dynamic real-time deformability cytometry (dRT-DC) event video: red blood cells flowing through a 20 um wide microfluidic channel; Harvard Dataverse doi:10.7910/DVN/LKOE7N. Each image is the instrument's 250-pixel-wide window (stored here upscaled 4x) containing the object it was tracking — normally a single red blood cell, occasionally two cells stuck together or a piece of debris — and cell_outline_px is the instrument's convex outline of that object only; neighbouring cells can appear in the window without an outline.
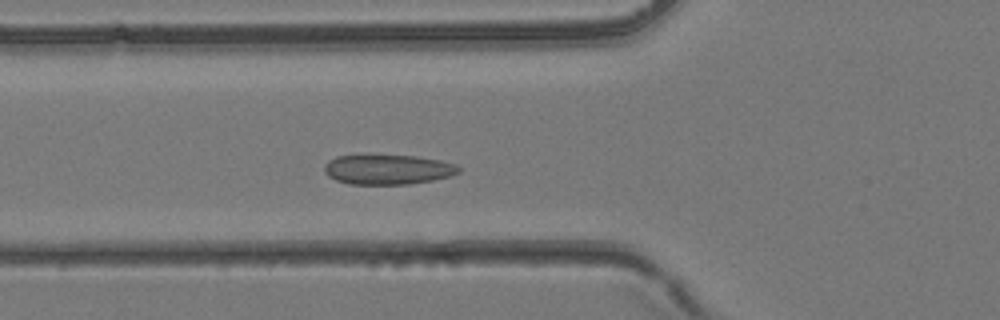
{"species": "common noctule bat (a hibernating species)", "species_latin": "Nyctalus noctula", "temperature_condition": "room temperature", "stored_images_in_passage": 26, "camera_frame_rate_fps": 3000, "um_per_image_px": 0.085, "animal": {"sex": "female", "body_mass_g": 24.6, "forearm_length_mm": 56.2}, "frame": {"image": 1, "passage_image": 7, "time_ms": 2.0, "image_size_px": [1000, 320], "cell_outline_px": [[460, 172], [448, 176], [432, 180], [408, 184], [348, 184], [336, 180], [328, 176], [324, 172], [324, 164], [328, 160], [336, 156], [416, 156], [440, 160], [456, 164], [460, 168]], "centroid_in_image_um": [32.94, 14.41], "position_along_channel_um": 92.9, "area_um2": 23.18}}
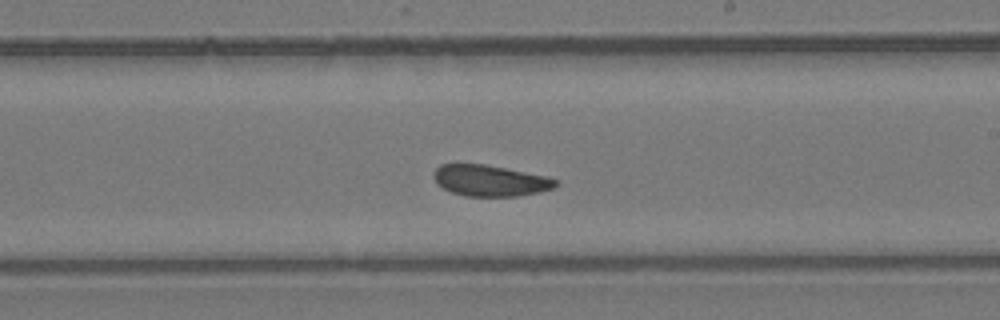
{"frame": {"image": 2, "passage_image": 16, "time_ms": 5.0, "image_size_px": [1000, 320], "cell_outline_px": [[560, 184], [552, 188], [540, 192], [520, 196], [464, 196], [452, 192], [444, 188], [432, 176], [436, 168], [440, 164], [484, 164], [548, 176], [560, 180]], "centroid_in_image_um": [41.72, 15.35], "position_along_channel_um": 247.3, "area_um2": 22.2}}
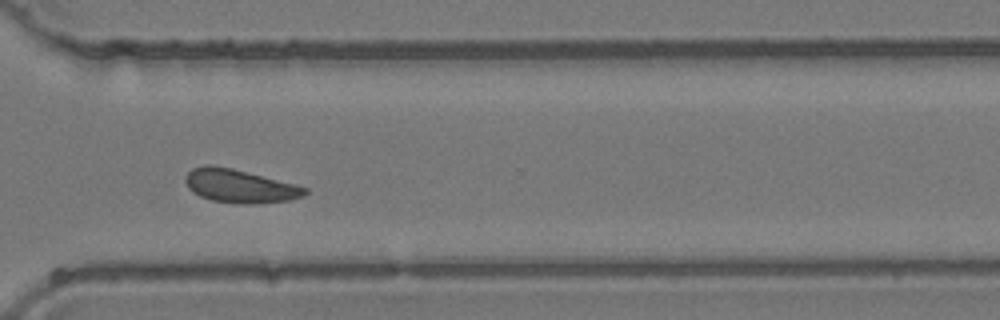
{"frame": {"image": 3, "passage_image": 22, "time_ms": 7.0, "image_size_px": [1000, 320], "cell_outline_px": [[308, 192], [304, 196], [292, 200], [256, 204], [236, 204], [212, 200], [200, 196], [192, 192], [188, 188], [184, 180], [184, 176], [192, 168], [208, 164], [232, 168], [296, 184], [308, 188]], "centroid_in_image_um": [20.38, 15.82], "position_along_channel_um": 350.2, "area_um2": 23.58}}